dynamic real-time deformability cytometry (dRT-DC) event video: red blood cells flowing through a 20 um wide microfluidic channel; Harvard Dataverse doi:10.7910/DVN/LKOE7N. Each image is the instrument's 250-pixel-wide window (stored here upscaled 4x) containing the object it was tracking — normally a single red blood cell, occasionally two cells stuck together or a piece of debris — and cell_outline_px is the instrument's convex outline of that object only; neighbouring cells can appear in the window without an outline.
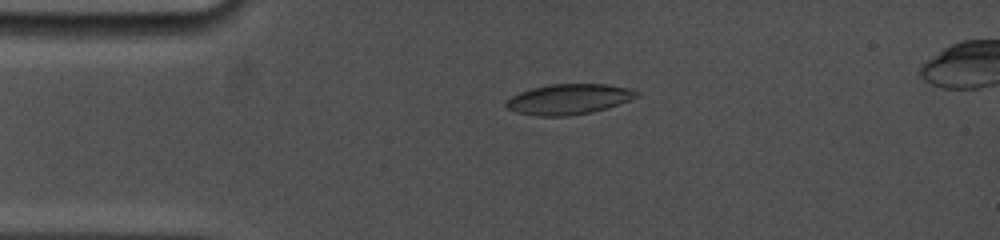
{"species": "common noctule bat (a hibernating species)", "species_latin": "Nyctalus noctula", "temperature_condition": "cold", "stored_images_in_passage": 5, "camera_frame_rate_fps": 5000, "um_per_image_px": 0.085, "animal": {"sex": "female", "body_mass_g": 19.0, "forearm_length_mm": 53.3}, "frame": {"image": 1, "passage_image": 4, "time_ms": 3.4, "image_size_px": [1000, 240], "cell_outline_px": [[640, 96], [592, 112], [568, 116], [540, 116], [516, 112], [508, 108], [504, 104], [504, 100], [520, 92], [532, 88], [548, 84], [608, 84], [628, 88], [640, 92]], "centroid_in_image_um": [48.31, 8.42], "position_along_channel_um": 36.7, "area_um2": 23.0}}